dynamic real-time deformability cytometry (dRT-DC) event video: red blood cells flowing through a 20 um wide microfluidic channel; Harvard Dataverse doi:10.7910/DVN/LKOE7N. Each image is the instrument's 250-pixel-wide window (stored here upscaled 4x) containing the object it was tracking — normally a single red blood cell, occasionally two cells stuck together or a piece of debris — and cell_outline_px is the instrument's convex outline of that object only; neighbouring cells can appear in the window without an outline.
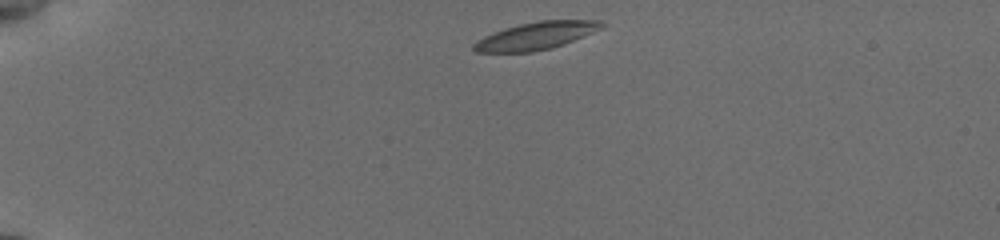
{"species": "common noctule bat (a hibernating species)", "species_latin": "Nyctalus noctula", "temperature_condition": "cold", "stored_images_in_passage": 43, "camera_frame_rate_fps": 3000, "um_per_image_px": 0.085, "animal": {"sex": "female", "body_mass_g": 19.5, "forearm_length_mm": 54.1}, "frame": {"image": 1, "passage_image": 1, "time_ms": 0.0, "image_size_px": [1000, 240], "cell_outline_px": [[604, 24], [600, 28], [572, 40], [552, 48], [532, 52], [476, 52], [472, 48], [472, 44], [476, 40], [484, 36], [504, 28], [520, 24], [540, 20], [600, 20]], "centroid_in_image_um": [45.48, 3.04], "position_along_channel_um": 39.5, "area_um2": 20.17}}
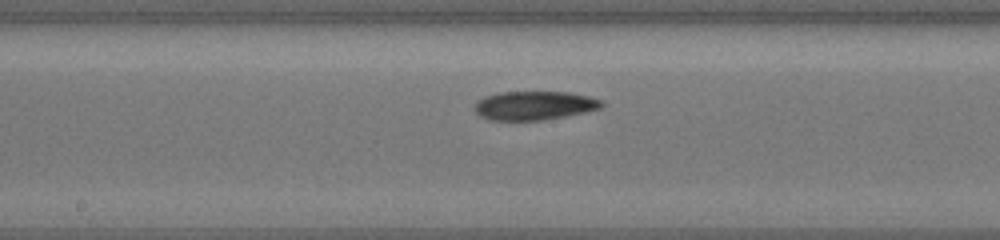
{"frame": {"image": 2, "passage_image": 19, "time_ms": 6.0, "image_size_px": [1000, 240], "cell_outline_px": [[604, 104], [600, 108], [540, 120], [488, 120], [480, 116], [476, 112], [476, 104], [480, 100], [488, 96], [500, 92], [568, 92], [588, 96], [600, 100]], "centroid_in_image_um": [45.39, 8.96], "position_along_channel_um": 202.8, "area_um2": 20.69}}
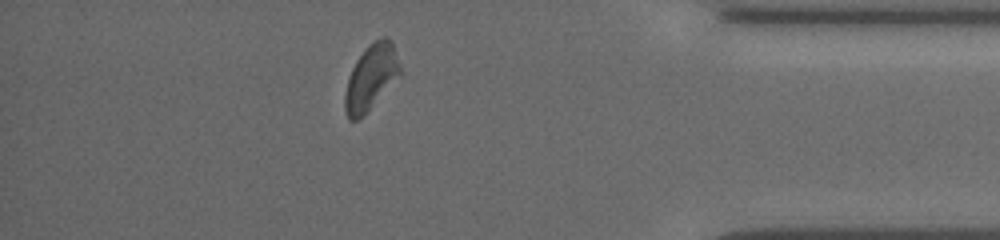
{"frame": {"image": 3, "passage_image": 37, "time_ms": 12.0, "image_size_px": [1000, 240], "cell_outline_px": [[400, 72], [368, 108], [356, 120], [348, 120], [344, 108], [344, 96], [348, 80], [352, 68], [356, 60], [364, 48], [368, 44], [384, 36], [388, 36], [392, 40], [400, 64]], "centroid_in_image_um": [31.5, 6.48], "position_along_channel_um": 403.7, "area_um2": 20.17}, "authors_computed_cell_mechanics": {"area_um2": 20.808, "velocity_mm_per_s": 3.7759, "shape_relaxation_time_tau1_ms": 3.9932, "shape_relaxation_time_tau2_ms": null, "deformation_change_tau1": 0.102, "deformation_change_tau2": null}}